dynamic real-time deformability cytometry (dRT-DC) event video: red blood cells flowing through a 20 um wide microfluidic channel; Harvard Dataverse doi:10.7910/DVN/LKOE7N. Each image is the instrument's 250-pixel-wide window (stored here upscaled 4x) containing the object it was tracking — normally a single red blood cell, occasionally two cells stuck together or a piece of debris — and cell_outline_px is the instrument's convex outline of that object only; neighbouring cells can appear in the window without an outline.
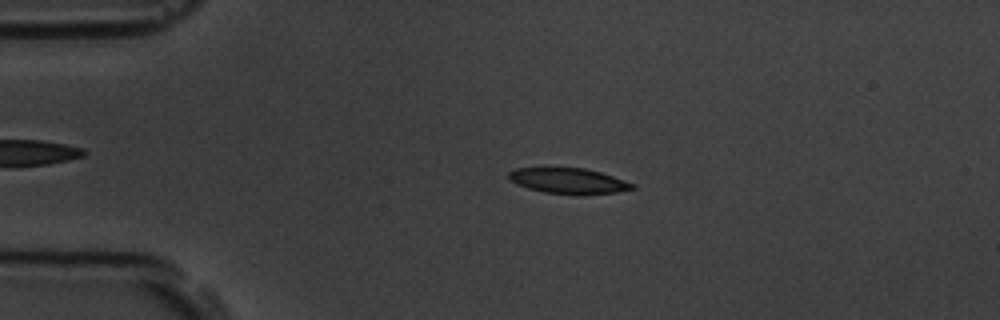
{"species": "common noctule bat (a hibernating species)", "species_latin": "Nyctalus noctula", "temperature_condition": "room temperature", "stored_images_in_passage": 5, "camera_frame_rate_fps": 3000, "um_per_image_px": 0.085, "animal": {"sex": "male", "body_mass_g": 19.5, "forearm_length_mm": 54.6}, "frame": {"image": 1, "passage_image": 3, "time_ms": 2.333, "image_size_px": [1000, 320], "cell_outline_px": [[636, 188], [616, 192], [544, 192], [528, 188], [516, 184], [508, 180], [508, 172], [516, 168], [584, 168], [600, 172], [636, 184]], "centroid_in_image_um": [48.27, 15.33], "position_along_channel_um": 36.7, "area_um2": 17.63}}